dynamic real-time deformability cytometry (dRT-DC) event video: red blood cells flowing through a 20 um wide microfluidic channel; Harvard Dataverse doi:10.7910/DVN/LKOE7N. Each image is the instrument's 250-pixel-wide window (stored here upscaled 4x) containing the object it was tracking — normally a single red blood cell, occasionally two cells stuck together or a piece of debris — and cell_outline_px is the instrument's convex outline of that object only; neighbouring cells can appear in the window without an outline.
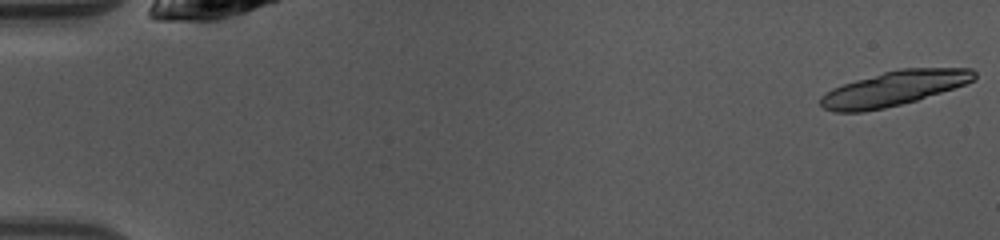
{"species": "common noctule bat (a hibernating species)", "species_latin": "Nyctalus noctula", "temperature_condition": "warm", "stored_images_in_passage": 48, "segment_of_instrument_passage": [1, 2], "camera_frame_rate_fps": 3000, "um_per_image_px": 0.085, "animal": {"sex": "female", "body_mass_g": 10.0, "forearm_length_mm": 53.1}, "frame": {"image": 1, "passage_image": 1, "time_ms": 0.0, "image_size_px": [1000, 240], "cell_outline_px": [[976, 76], [972, 80], [964, 84], [916, 100], [884, 108], [864, 112], [836, 112], [824, 108], [820, 104], [820, 96], [832, 88], [856, 80], [884, 72], [900, 68], [972, 68], [976, 72]], "centroid_in_image_um": [75.95, 7.52], "position_along_channel_um": 9.1, "area_um2": 30.69}}